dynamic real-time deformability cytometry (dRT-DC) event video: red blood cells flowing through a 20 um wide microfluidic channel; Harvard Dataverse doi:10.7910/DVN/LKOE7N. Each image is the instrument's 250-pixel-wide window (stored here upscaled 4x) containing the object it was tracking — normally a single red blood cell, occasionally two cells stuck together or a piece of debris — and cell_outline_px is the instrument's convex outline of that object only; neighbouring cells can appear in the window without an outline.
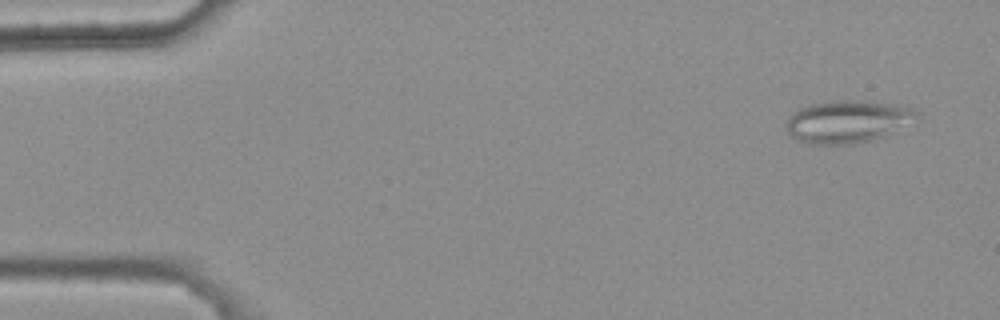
{"species": "common noctule bat (a hibernating species)", "species_latin": "Nyctalus noctula", "temperature_condition": "warm", "stored_images_in_passage": 47, "camera_frame_rate_fps": 3000, "um_per_image_px": 0.085, "animal": {"sex": "female", "body_mass_g": 25.1}, "frame": {"image": 1, "passage_image": 3, "time_ms": 0.667, "image_size_px": [1000, 320], "cell_outline_px": [[916, 116], [892, 132], [884, 136], [852, 144], [808, 144], [796, 140], [788, 132], [788, 116], [800, 108], [812, 104], [840, 100], [860, 100], [892, 104], [912, 108], [916, 112]], "centroid_in_image_um": [71.97, 10.33], "position_along_channel_um": 13.0, "area_um2": 31.5}}
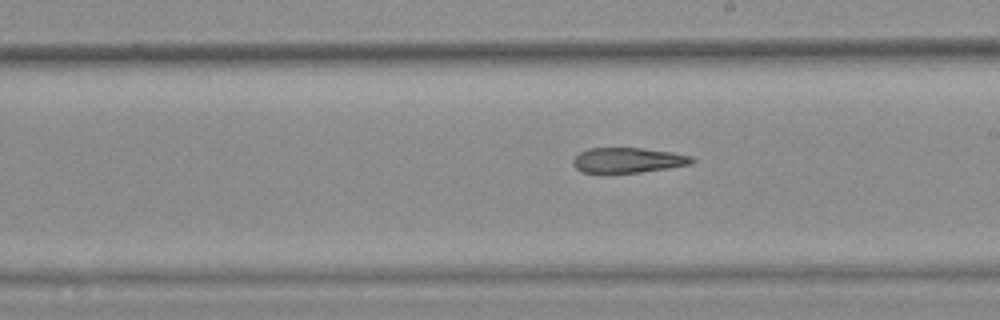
{"frame": {"image": 2, "passage_image": 30, "time_ms": 9.667, "image_size_px": [1000, 320], "cell_outline_px": [[696, 160], [692, 164], [668, 168], [612, 176], [608, 176], [580, 172], [572, 164], [572, 160], [580, 152], [588, 148], [640, 148], [672, 152], [692, 156]], "centroid_in_image_um": [53.31, 13.67], "position_along_channel_um": 235.7, "area_um2": 18.26}}
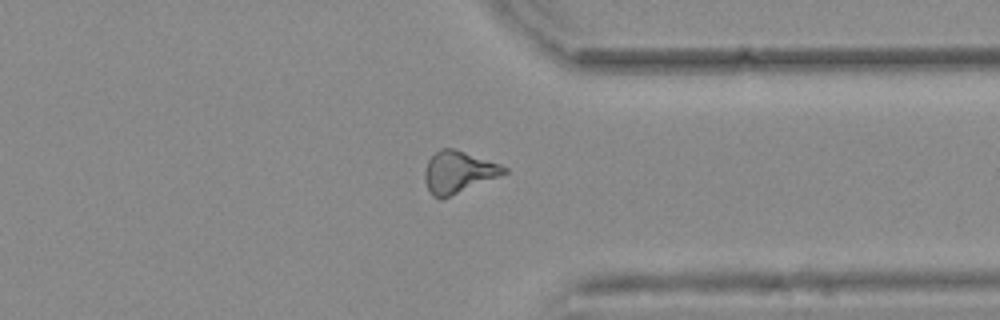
{"frame": {"image": 3, "passage_image": 41, "time_ms": 13.333, "image_size_px": [1000, 320], "cell_outline_px": [[508, 172], [440, 200], [432, 196], [428, 192], [424, 180], [424, 172], [428, 160], [440, 148], [452, 148], [500, 164], [508, 168]], "centroid_in_image_um": [38.91, 14.64], "position_along_channel_um": 372.5, "area_um2": 19.13}, "authors_computed_cell_mechanics": {"area_um2": 19.4786, "velocity_mm_per_s": 3.7869, "shape_relaxation_time_tau1_ms": null, "shape_relaxation_time_tau2_ms": 8.9018, "deformation_change_tau1": null, "deformation_change_tau2": 0.2436}}